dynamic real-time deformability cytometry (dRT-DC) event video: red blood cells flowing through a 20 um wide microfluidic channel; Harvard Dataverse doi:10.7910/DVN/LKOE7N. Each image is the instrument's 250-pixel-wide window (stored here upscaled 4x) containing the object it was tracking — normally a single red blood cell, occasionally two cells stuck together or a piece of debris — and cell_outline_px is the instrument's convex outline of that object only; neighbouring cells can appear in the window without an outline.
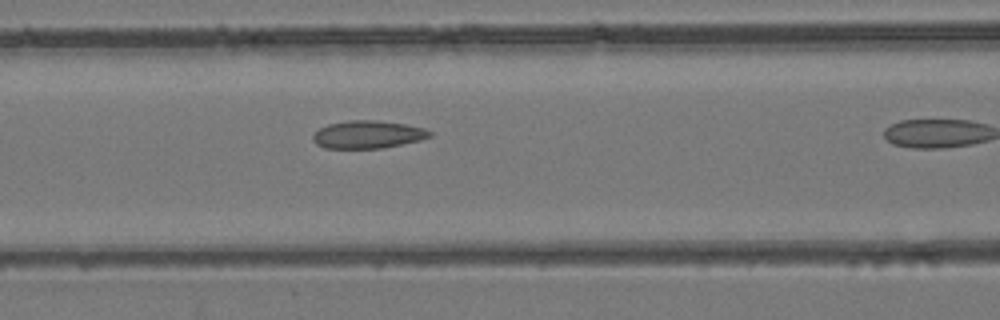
{"species": "common noctule bat (a hibernating species)", "species_latin": "Nyctalus noctula", "temperature_condition": "room temperature", "stored_images_in_passage": 16, "camera_frame_rate_fps": 3000, "um_per_image_px": 0.085, "animal": {"sex": "female", "body_mass_g": 24.6, "forearm_length_mm": 56.2}, "frame": {"image": 1, "passage_image": 12, "time_ms": 3.667, "image_size_px": [1000, 320], "cell_outline_px": [[432, 136], [420, 140], [384, 148], [324, 148], [316, 144], [312, 140], [312, 136], [320, 128], [328, 124], [348, 120], [376, 120], [404, 124], [424, 128], [432, 132]], "centroid_in_image_um": [31.26, 11.43], "position_along_channel_um": 135.3, "area_um2": 18.9}}